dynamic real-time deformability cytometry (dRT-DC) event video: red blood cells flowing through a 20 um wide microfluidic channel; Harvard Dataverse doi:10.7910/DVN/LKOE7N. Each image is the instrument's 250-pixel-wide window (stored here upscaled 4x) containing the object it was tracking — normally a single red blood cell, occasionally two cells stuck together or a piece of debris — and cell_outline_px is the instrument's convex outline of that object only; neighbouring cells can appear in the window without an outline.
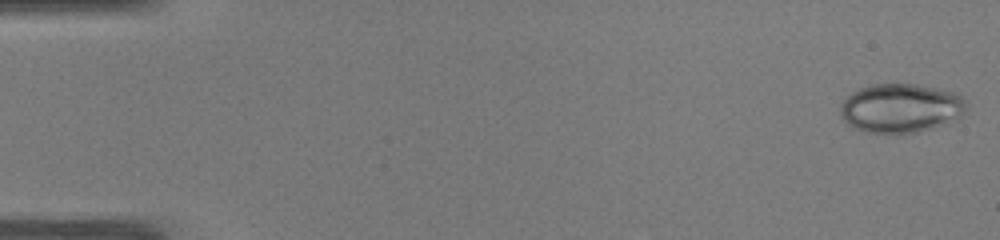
{"species": "common noctule bat (a hibernating species)", "species_latin": "Nyctalus noctula", "temperature_condition": "warm", "stored_images_in_passage": 49, "camera_frame_rate_fps": 3000, "um_per_image_px": 0.085, "animal": {"sex": "male", "body_mass_g": 19.0, "forearm_length_mm": 50.8}, "frame": {"image": 1, "passage_image": 1, "time_ms": 0.0, "image_size_px": [1000, 240], "cell_outline_px": [[964, 112], [960, 120], [916, 132], [868, 132], [856, 128], [848, 124], [844, 120], [840, 112], [840, 104], [852, 92], [860, 88], [872, 84], [916, 84], [940, 88], [964, 96]], "centroid_in_image_um": [76.59, 9.17], "position_along_channel_um": 8.4, "area_um2": 35.89}}
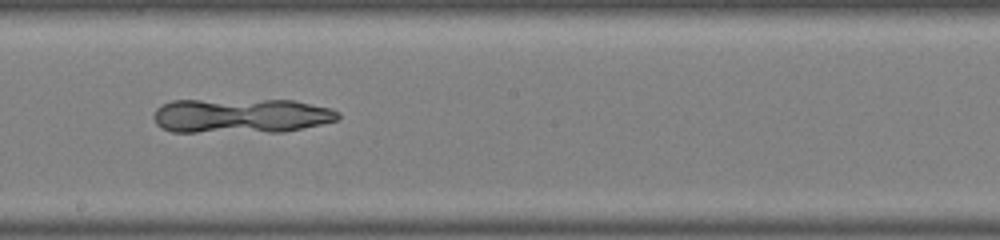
{"frame": {"image": 2, "passage_image": 28, "time_ms": 9.0, "image_size_px": [1000, 240], "cell_outline_px": [[340, 116], [336, 120], [320, 124], [284, 132], [172, 132], [160, 128], [156, 124], [152, 116], [156, 108], [160, 104], [172, 100], [292, 100], [332, 108], [340, 112]], "centroid_in_image_um": [20.44, 9.84], "position_along_channel_um": 227.8, "area_um2": 37.74}}
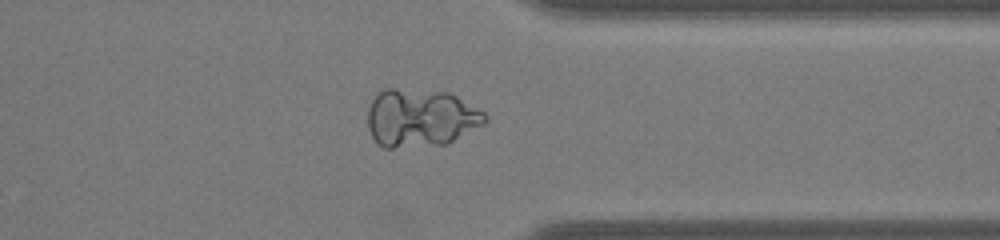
{"frame": {"image": 3, "passage_image": 39, "time_ms": 12.667, "image_size_px": [1000, 240], "cell_outline_px": [[488, 120], [484, 124], [448, 144], [392, 148], [384, 148], [376, 144], [368, 128], [368, 108], [372, 100], [384, 88], [396, 88], [448, 92], [456, 96], [484, 112], [488, 116]], "centroid_in_image_um": [35.75, 10.03], "position_along_channel_um": 375.7, "area_um2": 39.94}}